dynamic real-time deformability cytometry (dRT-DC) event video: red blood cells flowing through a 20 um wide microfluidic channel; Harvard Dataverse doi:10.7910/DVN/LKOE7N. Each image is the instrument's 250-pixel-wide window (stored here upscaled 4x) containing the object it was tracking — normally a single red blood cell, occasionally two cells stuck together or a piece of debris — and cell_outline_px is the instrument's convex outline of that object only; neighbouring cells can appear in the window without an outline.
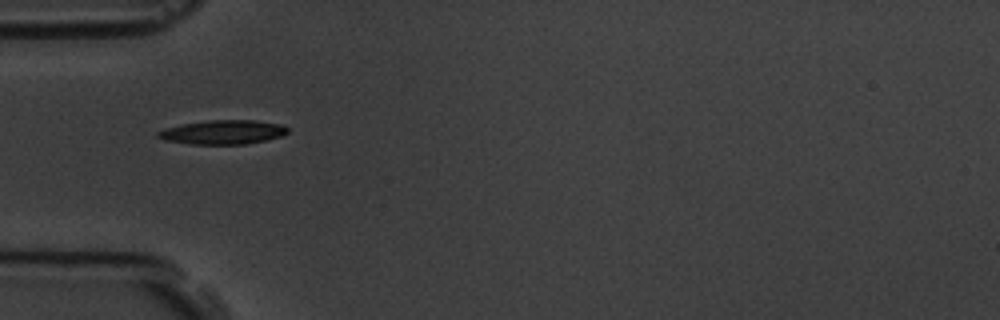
{"species": "common noctule bat (a hibernating species)", "species_latin": "Nyctalus noctula", "temperature_condition": "room temperature", "stored_images_in_passage": 4, "camera_frame_rate_fps": 3000, "um_per_image_px": 0.085, "animal": {"sex": "male", "body_mass_g": 19.5, "forearm_length_mm": 54.6}, "frame": {"image": 1, "passage_image": 1, "time_ms": 0.0, "image_size_px": [1000, 320], "cell_outline_px": [[288, 132], [280, 136], [264, 140], [244, 144], [188, 144], [164, 140], [156, 136], [156, 132], [164, 128], [180, 124], [208, 120], [252, 120], [280, 124], [288, 128]], "centroid_in_image_um": [18.87, 11.23], "position_along_channel_um": 66.1, "area_um2": 18.21}}
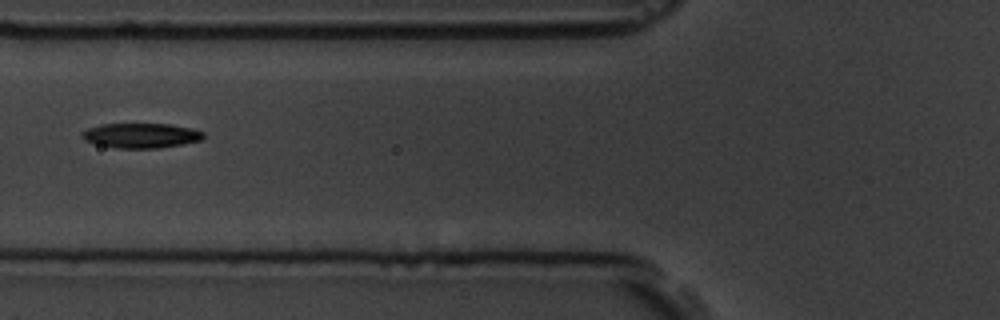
{"frame": {"image": 2, "passage_image": 2, "time_ms": 1.333, "image_size_px": [1000, 320], "cell_outline_px": [[204, 136], [200, 140], [184, 144], [156, 148], [116, 148], [96, 144], [84, 140], [80, 136], [80, 132], [88, 128], [100, 124], [172, 124], [192, 128], [204, 132]], "centroid_in_image_um": [11.96, 11.51], "position_along_channel_um": 113.8, "area_um2": 17.69}}
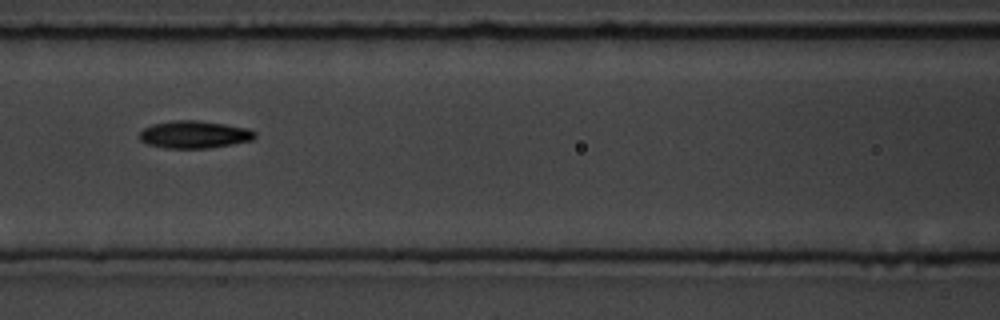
{"frame": {"image": 3, "passage_image": 3, "time_ms": 2.333, "image_size_px": [1000, 320], "cell_outline_px": [[256, 136], [252, 140], [232, 144], [208, 148], [164, 148], [148, 144], [140, 140], [140, 132], [144, 128], [152, 124], [172, 120], [196, 120], [224, 124], [248, 128], [256, 132]], "centroid_in_image_um": [16.51, 11.43], "position_along_channel_um": 150.1, "area_um2": 18.44}}